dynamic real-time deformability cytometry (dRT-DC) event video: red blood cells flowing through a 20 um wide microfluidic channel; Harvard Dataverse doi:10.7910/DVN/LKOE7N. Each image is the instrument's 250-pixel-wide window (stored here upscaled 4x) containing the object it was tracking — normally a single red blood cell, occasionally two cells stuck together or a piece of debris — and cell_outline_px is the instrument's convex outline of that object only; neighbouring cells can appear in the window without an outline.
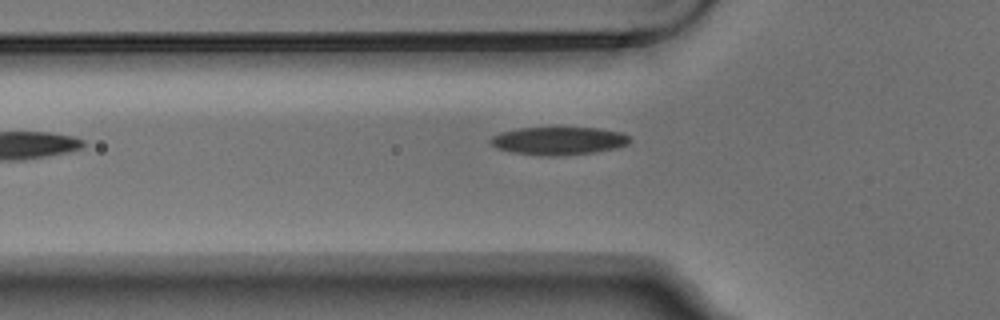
{"species": "Egyptian fruit bat (a non-hibernating species)", "species_latin": "Rousettus aegyptiacus", "temperature_condition": "warm", "stored_images_in_passage": 4, "camera_frame_rate_fps": 3000, "um_per_image_px": 0.085, "animal": {"sex": "male"}, "frame": {"image": 1, "passage_image": 3, "time_ms": 0.667, "image_size_px": [1000, 320], "cell_outline_px": [[632, 140], [628, 144], [616, 148], [596, 152], [556, 156], [540, 156], [512, 152], [496, 148], [488, 140], [492, 136], [500, 132], [520, 128], [596, 128], [620, 132], [628, 136]], "centroid_in_image_um": [47.46, 11.98], "position_along_channel_um": 78.3, "area_um2": 22.72}}
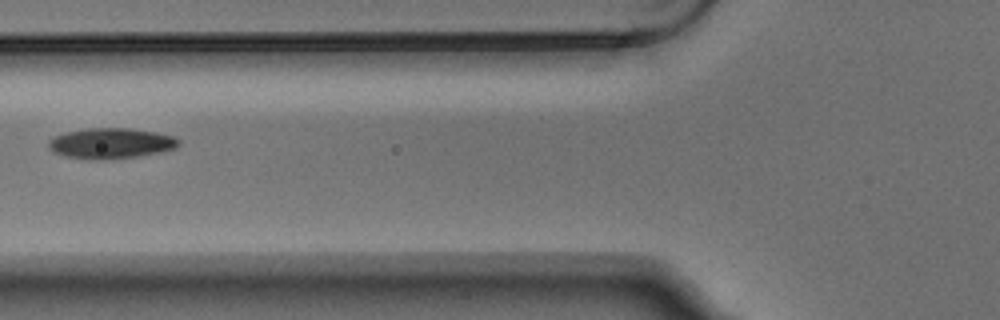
{"frame": {"image": 2, "passage_image": 4, "time_ms": 1.0, "image_size_px": [1000, 320], "cell_outline_px": [[180, 144], [176, 148], [160, 152], [140, 156], [88, 160], [64, 156], [52, 152], [48, 148], [48, 140], [64, 132], [88, 128], [132, 128], [156, 132], [176, 136], [180, 140]], "centroid_in_image_um": [9.43, 12.17], "position_along_channel_um": 116.4, "area_um2": 23.41}}